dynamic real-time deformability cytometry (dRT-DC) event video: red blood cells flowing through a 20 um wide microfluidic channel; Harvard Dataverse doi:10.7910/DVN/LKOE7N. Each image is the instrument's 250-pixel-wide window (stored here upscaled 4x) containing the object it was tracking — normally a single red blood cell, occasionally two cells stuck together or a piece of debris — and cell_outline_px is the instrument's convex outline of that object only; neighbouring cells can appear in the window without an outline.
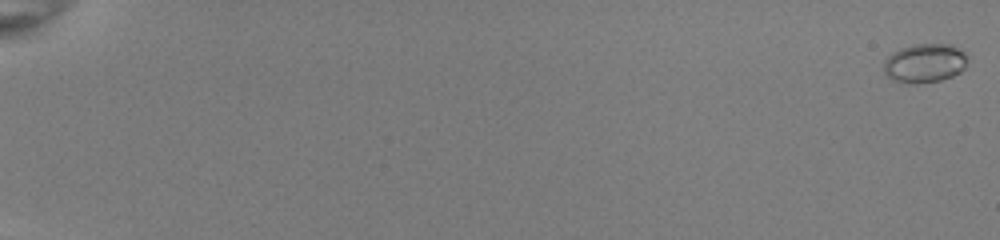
{"species": "common noctule bat (a hibernating species)", "species_latin": "Nyctalus noctula", "temperature_condition": "room temperature", "stored_images_in_passage": 22, "camera_frame_rate_fps": 3000, "um_per_image_px": 0.085, "animal": {"sex": "female", "body_mass_g": 22.0, "forearm_length_mm": 56.7}, "frame": {"image": 1, "passage_image": 1, "time_ms": 0.0, "image_size_px": [1000, 240], "cell_outline_px": [[964, 68], [960, 72], [952, 76], [940, 80], [916, 84], [908, 84], [892, 80], [884, 72], [884, 60], [892, 52], [900, 48], [912, 44], [952, 44], [964, 52]], "centroid_in_image_um": [78.54, 5.37], "position_along_channel_um": 6.5, "area_um2": 19.02}}